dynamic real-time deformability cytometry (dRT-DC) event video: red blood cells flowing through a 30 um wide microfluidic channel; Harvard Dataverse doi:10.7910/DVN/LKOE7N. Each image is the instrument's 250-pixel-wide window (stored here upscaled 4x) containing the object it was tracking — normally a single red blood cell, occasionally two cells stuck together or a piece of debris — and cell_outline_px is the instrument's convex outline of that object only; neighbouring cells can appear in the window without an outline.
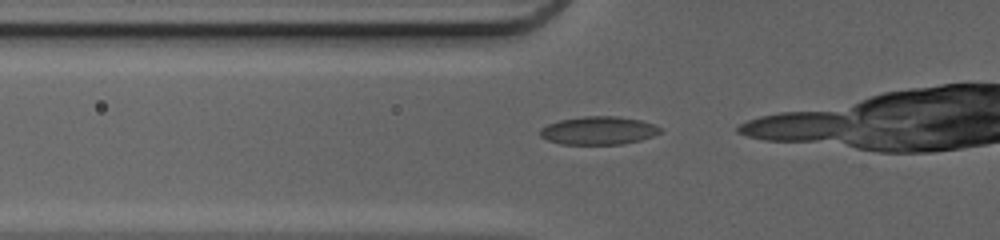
{"species": "common noctule bat (a hibernating species)", "species_latin": "Nyctalus noctula", "temperature_condition": "cold", "stored_images_in_passage": 15, "camera_frame_rate_fps": 3000, "um_per_image_px": 0.085, "animal": {"sex": "female", "body_mass_g": 20.0, "forearm_length_mm": 54.0}, "frame": {"image": 1, "passage_image": 11, "time_ms": 3.333, "image_size_px": [1000, 240], "cell_outline_px": [[660, 132], [652, 136], [640, 140], [620, 144], [560, 144], [548, 140], [540, 136], [540, 128], [548, 124], [560, 120], [584, 116], [616, 116], [640, 120], [652, 124], [660, 128]], "centroid_in_image_um": [50.83, 11.09], "position_along_channel_um": 75.0, "area_um2": 19.48}}
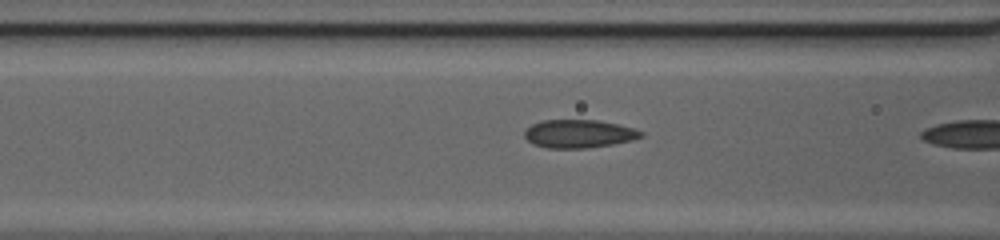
{"frame": {"image": 2, "passage_image": 14, "time_ms": 4.333, "image_size_px": [1000, 240], "cell_outline_px": [[644, 132], [640, 136], [628, 140], [612, 144], [588, 148], [548, 148], [536, 144], [528, 140], [524, 136], [524, 132], [532, 124], [544, 120], [596, 120], [616, 124], [632, 128]], "centroid_in_image_um": [49.16, 11.37], "position_along_channel_um": 117.4, "area_um2": 18.67}}